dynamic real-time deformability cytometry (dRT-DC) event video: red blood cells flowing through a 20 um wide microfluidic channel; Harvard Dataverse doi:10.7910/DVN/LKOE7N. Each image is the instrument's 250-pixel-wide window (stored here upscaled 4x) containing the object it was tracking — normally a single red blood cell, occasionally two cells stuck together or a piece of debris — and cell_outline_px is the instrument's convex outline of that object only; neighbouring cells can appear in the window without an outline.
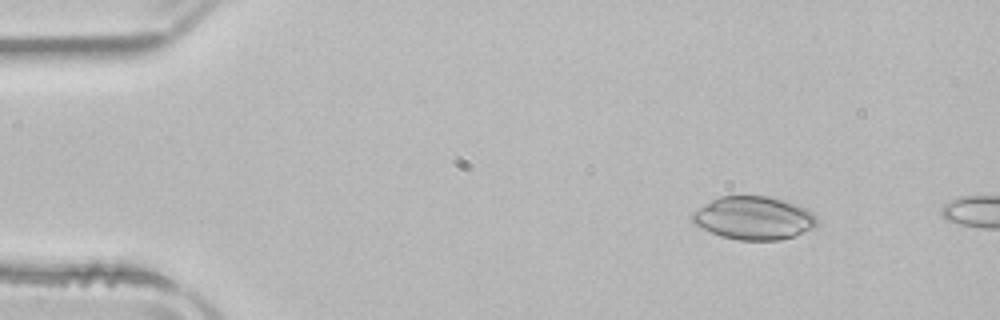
{"species": "common noctule bat (a hibernating species)", "species_latin": "Nyctalus noctula", "temperature_condition": "room temperature", "stored_images_in_passage": 6, "camera_frame_rate_fps": 3000, "um_per_image_px": 0.085, "animal": {"sex": "male", "body_mass_g": 21.5, "forearm_length_mm": 52.0}, "frame": {"image": 1, "passage_image": 2, "time_ms": 0.333, "image_size_px": [1000, 320], "cell_outline_px": [[816, 224], [812, 228], [792, 236], [780, 240], [740, 240], [720, 236], [696, 224], [692, 220], [692, 212], [712, 200], [720, 196], [768, 196], [796, 204], [812, 212], [816, 216]], "centroid_in_image_um": [64.06, 18.53], "position_along_channel_um": 20.9, "area_um2": 30.87}}